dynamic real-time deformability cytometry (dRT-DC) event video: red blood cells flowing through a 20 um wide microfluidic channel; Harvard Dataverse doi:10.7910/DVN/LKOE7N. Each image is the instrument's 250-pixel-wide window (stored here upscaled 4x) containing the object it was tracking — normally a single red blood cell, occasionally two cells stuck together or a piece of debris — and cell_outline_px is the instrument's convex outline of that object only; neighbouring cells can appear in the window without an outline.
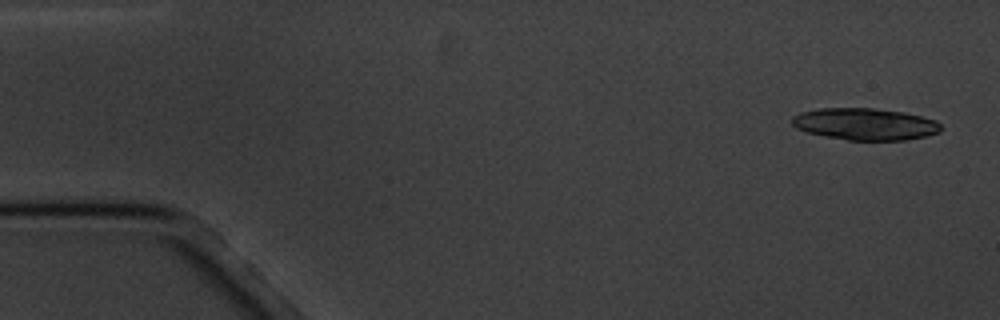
{"species": "common noctule bat (a hibernating species)", "species_latin": "Nyctalus noctula", "temperature_condition": "cold", "stored_images_in_passage": 8, "camera_frame_rate_fps": 3000, "um_per_image_px": 0.085, "animal": {"sex": "male", "body_mass_g": 20.1, "forearm_length_mm": 53.5}, "frame": {"image": 1, "passage_image": 1, "time_ms": 0.0, "image_size_px": [1000, 320], "cell_outline_px": [[940, 132], [924, 136], [904, 140], [848, 140], [808, 132], [796, 128], [792, 124], [792, 116], [800, 112], [820, 108], [872, 108], [904, 112], [936, 120], [940, 124]], "centroid_in_image_um": [73.52, 10.54], "position_along_channel_um": 11.5, "area_um2": 27.46}}